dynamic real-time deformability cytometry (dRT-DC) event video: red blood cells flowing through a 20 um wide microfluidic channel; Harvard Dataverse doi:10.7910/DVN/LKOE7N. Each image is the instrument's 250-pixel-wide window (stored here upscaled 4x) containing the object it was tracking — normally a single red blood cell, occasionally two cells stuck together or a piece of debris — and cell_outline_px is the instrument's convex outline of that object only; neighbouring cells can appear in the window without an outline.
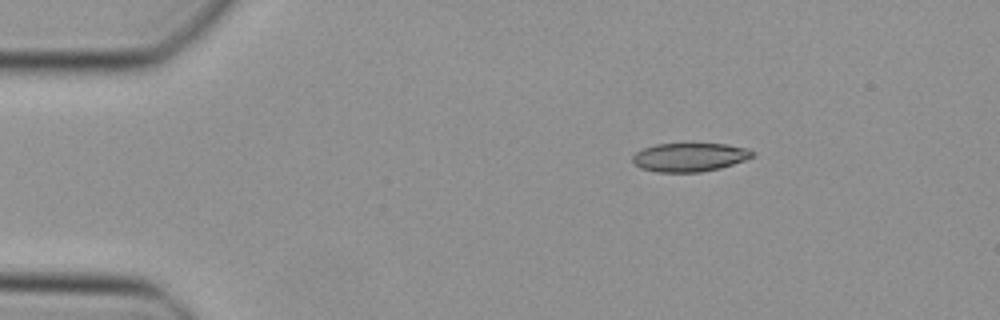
{"species": "Egyptian fruit bat (a non-hibernating species)", "species_latin": "Rousettus aegyptiacus", "temperature_condition": "cold", "stored_images_in_passage": 41, "camera_frame_rate_fps": 3000, "um_per_image_px": 0.085, "animal": {"sex": "female"}, "frame": {"image": 1, "passage_image": 1, "time_ms": 0.0, "image_size_px": [1000, 320], "cell_outline_px": [[752, 156], [744, 160], [720, 168], [700, 172], [656, 172], [640, 168], [632, 160], [632, 156], [636, 152], [644, 148], [656, 144], [724, 144], [748, 148], [752, 152]], "centroid_in_image_um": [58.57, 13.36], "position_along_channel_um": 26.4, "area_um2": 19.77}}
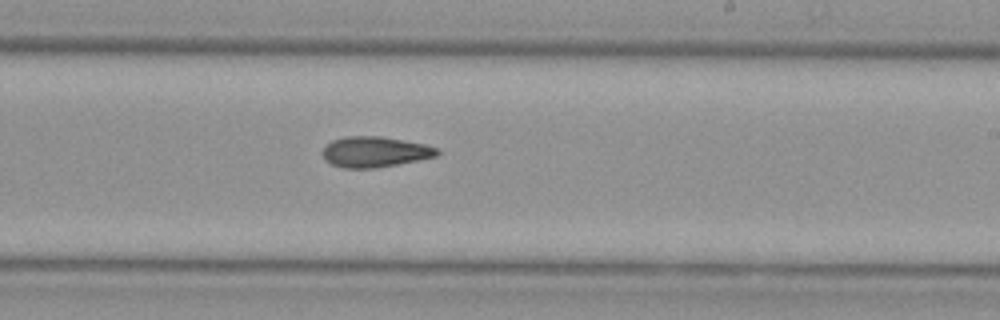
{"frame": {"image": 2, "passage_image": 22, "time_ms": 7.0, "image_size_px": [1000, 320], "cell_outline_px": [[440, 152], [436, 156], [420, 160], [376, 168], [344, 168], [332, 164], [324, 160], [324, 148], [332, 140], [344, 136], [380, 136], [424, 144], [436, 148]], "centroid_in_image_um": [31.86, 12.91], "position_along_channel_um": 257.1, "area_um2": 20.29}}
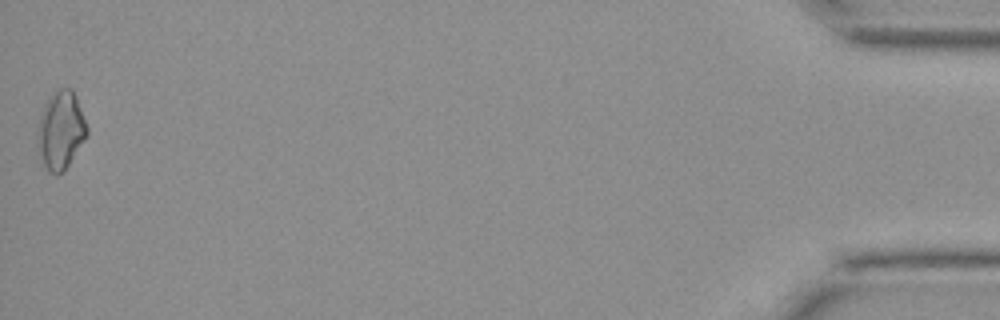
{"frame": {"image": 3, "passage_image": 41, "time_ms": 13.333, "image_size_px": [1000, 320], "cell_outline_px": [[88, 136], [64, 172], [56, 176], [48, 172], [44, 164], [40, 152], [36, 132], [40, 112], [44, 104], [60, 88], [72, 88], [76, 96], [88, 128]], "centroid_in_image_um": [5.18, 11.1], "position_along_channel_um": 430.0, "area_um2": 22.6}}